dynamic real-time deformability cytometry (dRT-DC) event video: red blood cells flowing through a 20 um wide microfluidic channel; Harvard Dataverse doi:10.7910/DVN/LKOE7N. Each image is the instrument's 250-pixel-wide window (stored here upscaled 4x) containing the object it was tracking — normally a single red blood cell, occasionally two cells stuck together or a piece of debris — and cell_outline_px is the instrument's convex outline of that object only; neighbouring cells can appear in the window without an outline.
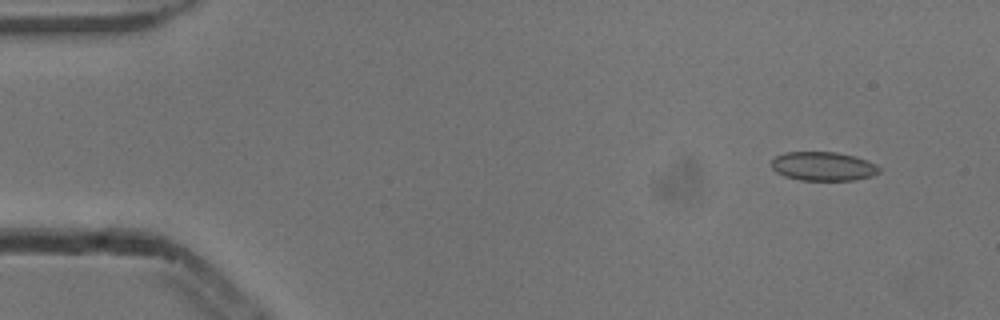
{"species": "common noctule bat (a hibernating species)", "species_latin": "Nyctalus noctula", "temperature_condition": "cold", "stored_images_in_passage": 3, "camera_frame_rate_fps": 3000, "um_per_image_px": 0.085, "animal": {"sex": "male", "body_mass_g": 13.3}, "frame": {"image": 1, "passage_image": 1, "time_ms": 0.0, "image_size_px": [1000, 320], "cell_outline_px": [[880, 172], [872, 176], [856, 180], [800, 180], [784, 176], [776, 172], [772, 168], [772, 160], [776, 156], [784, 152], [836, 152], [856, 156], [868, 160], [876, 164], [880, 168]], "centroid_in_image_um": [69.99, 14.13], "position_along_channel_um": 15.0, "area_um2": 18.32}}
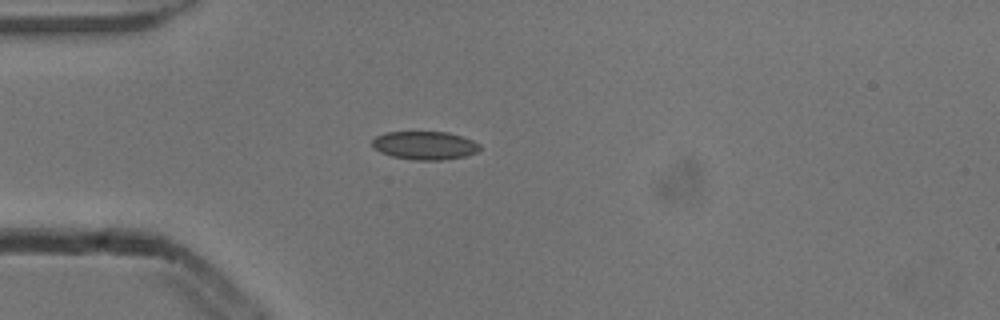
{"frame": {"image": 2, "passage_image": 3, "time_ms": 0.667, "image_size_px": [1000, 320], "cell_outline_px": [[480, 148], [476, 152], [464, 156], [440, 160], [416, 160], [392, 156], [380, 152], [372, 148], [372, 140], [376, 136], [384, 132], [448, 132], [472, 140], [480, 144]], "centroid_in_image_um": [36.06, 12.35], "position_along_channel_um": 48.9, "area_um2": 17.69}}